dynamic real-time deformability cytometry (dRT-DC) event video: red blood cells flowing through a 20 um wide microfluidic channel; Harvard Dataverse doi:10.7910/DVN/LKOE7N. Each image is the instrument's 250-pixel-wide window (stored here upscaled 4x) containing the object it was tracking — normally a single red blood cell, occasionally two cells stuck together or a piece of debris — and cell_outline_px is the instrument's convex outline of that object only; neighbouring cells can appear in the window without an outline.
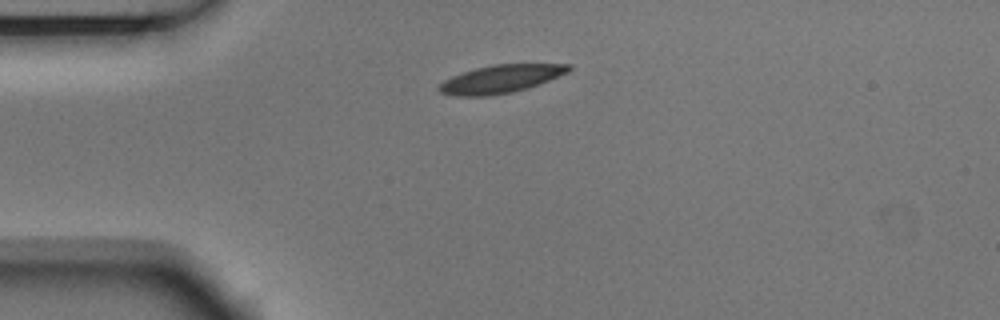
{"species": "Egyptian fruit bat (a non-hibernating species)", "species_latin": "Rousettus aegyptiacus", "temperature_condition": "room temperature", "stored_images_in_passage": 2, "camera_frame_rate_fps": 3000, "um_per_image_px": 0.085, "animal": {"sex": "male"}, "frame": {"image": 1, "passage_image": 1, "time_ms": 0.0, "image_size_px": [1000, 320], "cell_outline_px": [[572, 68], [568, 72], [528, 88], [512, 92], [488, 96], [456, 96], [440, 92], [436, 88], [444, 80], [452, 76], [476, 68], [492, 64], [572, 64]], "centroid_in_image_um": [42.55, 6.71], "position_along_channel_um": 42.5, "area_um2": 21.04}}